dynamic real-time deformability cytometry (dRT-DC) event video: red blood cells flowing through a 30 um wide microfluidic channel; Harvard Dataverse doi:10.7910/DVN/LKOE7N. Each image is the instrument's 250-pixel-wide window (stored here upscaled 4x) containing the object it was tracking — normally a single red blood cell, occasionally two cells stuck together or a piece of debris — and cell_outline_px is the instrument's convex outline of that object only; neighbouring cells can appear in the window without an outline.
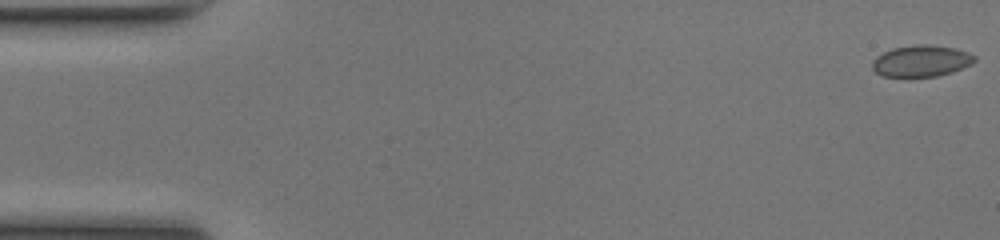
{"species": "common noctule bat (a hibernating species)", "species_latin": "Nyctalus noctula", "temperature_condition": "room temperature", "stored_images_in_passage": 48, "camera_frame_rate_fps": 3000, "um_per_image_px": 0.085, "animal": {"sex": "female", "body_mass_g": 17.0, "forearm_length_mm": 48.0}, "frame": {"image": 1, "passage_image": 1, "time_ms": 0.0, "image_size_px": [1000, 240], "cell_outline_px": [[976, 60], [972, 64], [952, 72], [936, 76], [884, 76], [876, 72], [872, 68], [872, 60], [876, 56], [892, 48], [916, 44], [928, 44], [956, 48], [968, 52], [976, 56]], "centroid_in_image_um": [78.32, 5.16], "position_along_channel_um": 6.7, "area_um2": 18.79}}
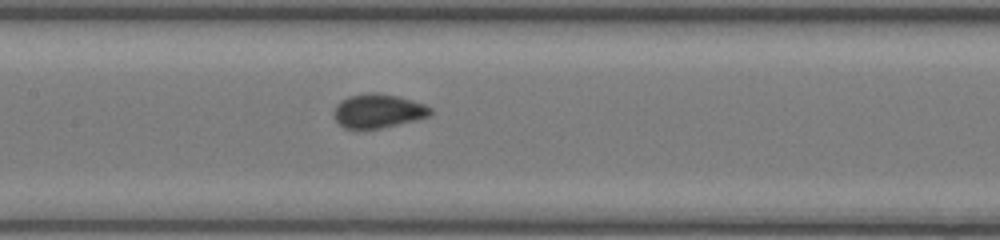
{"frame": {"image": 2, "passage_image": 24, "time_ms": 7.667, "image_size_px": [1000, 240], "cell_outline_px": [[432, 116], [416, 120], [380, 128], [344, 128], [336, 120], [336, 104], [340, 100], [348, 96], [372, 92], [396, 96], [412, 100], [424, 104], [432, 108]], "centroid_in_image_um": [32.18, 9.42], "position_along_channel_um": 175.2, "area_um2": 18.84}}
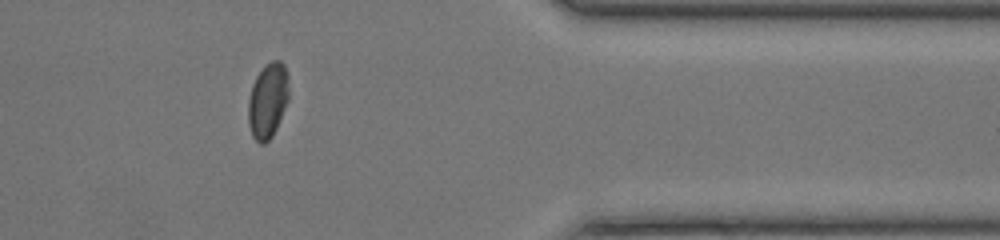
{"frame": {"image": 3, "passage_image": 41, "time_ms": 13.333, "image_size_px": [1000, 240], "cell_outline_px": [[288, 100], [276, 128], [272, 136], [264, 144], [260, 144], [252, 136], [248, 124], [248, 100], [252, 84], [256, 76], [264, 64], [272, 60], [280, 60], [284, 64], [288, 76]], "centroid_in_image_um": [22.75, 8.52], "position_along_channel_um": 388.7, "area_um2": 17.92}, "authors_computed_cell_mechanics": {"area_um2": 18.6983, "velocity_mm_per_s": 4.1632, "shape_relaxation_time_tau1_ms": 5.1926, "shape_relaxation_time_tau2_ms": null, "deformation_change_tau1": 0.0985, "deformation_change_tau2": null}}